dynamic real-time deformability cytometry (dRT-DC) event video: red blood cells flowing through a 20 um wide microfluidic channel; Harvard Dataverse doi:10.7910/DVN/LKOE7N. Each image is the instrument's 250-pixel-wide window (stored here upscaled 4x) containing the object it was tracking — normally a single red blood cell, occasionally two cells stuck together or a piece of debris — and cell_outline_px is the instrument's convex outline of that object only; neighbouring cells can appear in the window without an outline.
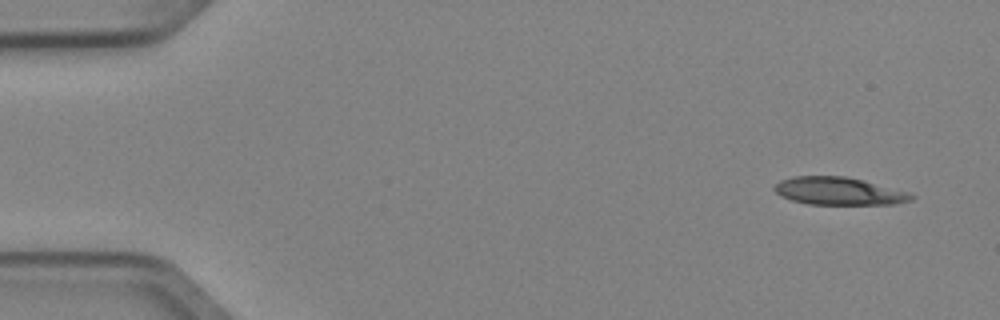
{"species": "Egyptian fruit bat (a non-hibernating species)", "species_latin": "Rousettus aegyptiacus", "temperature_condition": "cold", "stored_images_in_passage": 4, "camera_frame_rate_fps": 3000, "um_per_image_px": 0.085, "animal": {"sex": "female"}, "frame": {"image": 1, "passage_image": 1, "time_ms": 0.0, "image_size_px": [1000, 320], "cell_outline_px": [[916, 196], [912, 200], [896, 204], [808, 204], [792, 200], [780, 196], [772, 188], [780, 180], [792, 176], [844, 176], [864, 180], [908, 192]], "centroid_in_image_um": [71.29, 16.24], "position_along_channel_um": 13.7, "area_um2": 22.14}}
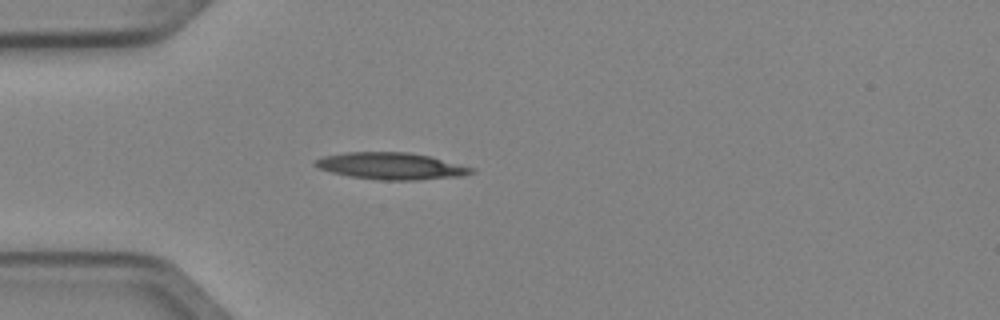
{"frame": {"image": 2, "passage_image": 4, "time_ms": 1.0, "image_size_px": [1000, 320], "cell_outline_px": [[476, 172], [460, 176], [420, 180], [380, 180], [348, 176], [332, 172], [320, 168], [312, 164], [312, 160], [320, 156], [344, 152], [408, 152], [432, 156], [476, 168]], "centroid_in_image_um": [33.25, 14.1], "position_along_channel_um": 51.8, "area_um2": 24.85}}